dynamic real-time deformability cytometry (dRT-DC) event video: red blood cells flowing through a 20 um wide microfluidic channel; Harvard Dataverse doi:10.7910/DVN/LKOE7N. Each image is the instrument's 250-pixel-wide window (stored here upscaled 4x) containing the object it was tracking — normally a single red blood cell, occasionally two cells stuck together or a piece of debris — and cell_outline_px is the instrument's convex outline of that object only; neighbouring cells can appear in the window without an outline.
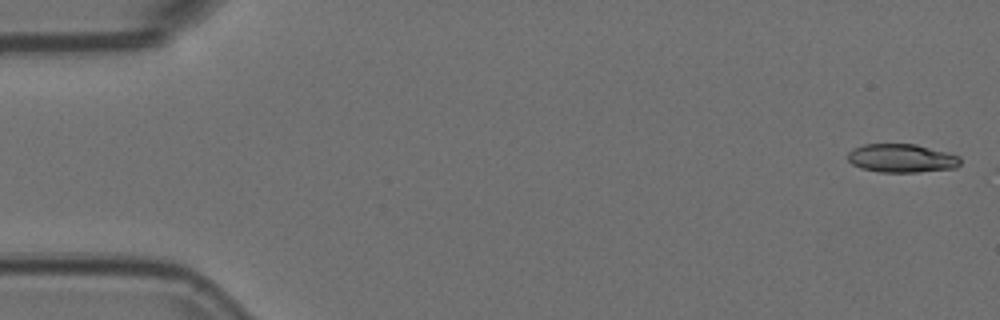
{"species": "Egyptian fruit bat (a non-hibernating species)", "species_latin": "Rousettus aegyptiacus", "temperature_condition": "room temperature", "stored_images_in_passage": 45, "camera_frame_rate_fps": 3000, "um_per_image_px": 0.085, "animal": {"sex": "female"}, "frame": {"image": 1, "passage_image": 2, "time_ms": 0.333, "image_size_px": [1000, 320], "cell_outline_px": [[960, 164], [956, 168], [916, 172], [880, 172], [860, 168], [852, 164], [848, 160], [848, 152], [852, 148], [864, 144], [916, 144], [960, 156]], "centroid_in_image_um": [76.61, 13.45], "position_along_channel_um": 8.4, "area_um2": 18.73}}
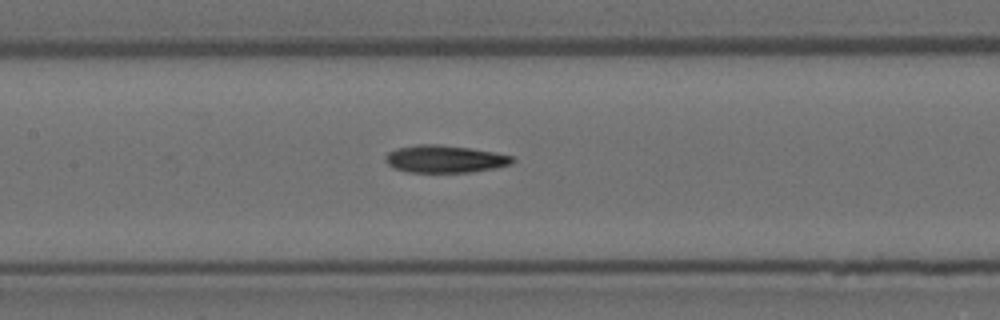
{"frame": {"image": 2, "passage_image": 26, "time_ms": 8.333, "image_size_px": [1000, 320], "cell_outline_px": [[516, 160], [512, 164], [496, 168], [468, 172], [408, 172], [396, 168], [388, 164], [384, 160], [384, 156], [388, 152], [396, 148], [416, 144], [440, 144], [468, 148], [492, 152], [512, 156]], "centroid_in_image_um": [37.79, 13.51], "position_along_channel_um": 169.6, "area_um2": 20.29}}
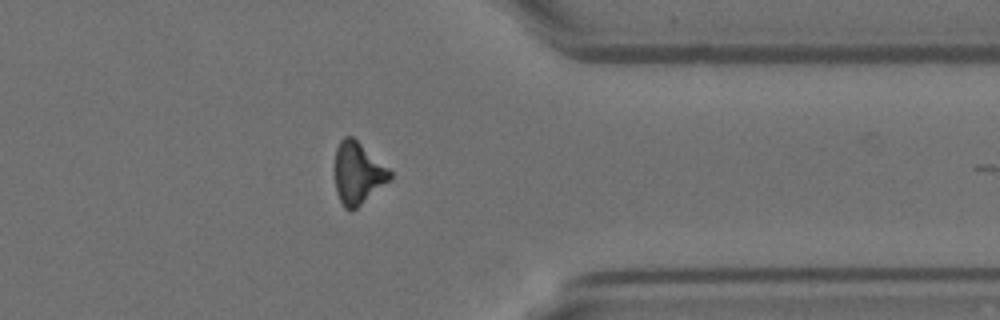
{"frame": {"image": 3, "passage_image": 44, "time_ms": 14.333, "image_size_px": [1000, 320], "cell_outline_px": [[392, 180], [352, 212], [348, 212], [344, 208], [336, 192], [332, 168], [336, 148], [340, 140], [344, 136], [352, 136], [388, 168], [392, 172]], "centroid_in_image_um": [30.38, 14.75], "position_along_channel_um": 381.0, "area_um2": 20.58}}